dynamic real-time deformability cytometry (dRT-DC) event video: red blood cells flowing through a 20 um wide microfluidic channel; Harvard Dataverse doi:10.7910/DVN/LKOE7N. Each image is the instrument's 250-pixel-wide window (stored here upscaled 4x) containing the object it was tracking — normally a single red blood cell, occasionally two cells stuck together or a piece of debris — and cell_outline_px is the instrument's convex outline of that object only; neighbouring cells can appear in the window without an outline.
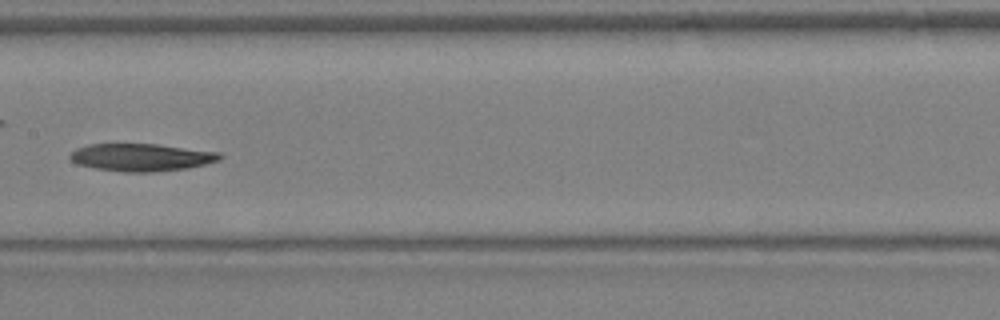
{"species": "Egyptian fruit bat (a non-hibernating species)", "species_latin": "Rousettus aegyptiacus", "temperature_condition": "warm", "stored_images_in_passage": 26, "camera_frame_rate_fps": 3000, "um_per_image_px": 0.085, "animal": {"sex": "female"}, "frame": {"image": 1, "passage_image": 12, "time_ms": 3.667, "image_size_px": [1000, 320], "cell_outline_px": [[224, 156], [220, 160], [188, 168], [152, 172], [124, 172], [96, 168], [76, 164], [68, 156], [76, 148], [88, 144], [156, 144], [220, 152]], "centroid_in_image_um": [12.02, 13.37], "position_along_channel_um": 195.4, "area_um2": 24.04}}